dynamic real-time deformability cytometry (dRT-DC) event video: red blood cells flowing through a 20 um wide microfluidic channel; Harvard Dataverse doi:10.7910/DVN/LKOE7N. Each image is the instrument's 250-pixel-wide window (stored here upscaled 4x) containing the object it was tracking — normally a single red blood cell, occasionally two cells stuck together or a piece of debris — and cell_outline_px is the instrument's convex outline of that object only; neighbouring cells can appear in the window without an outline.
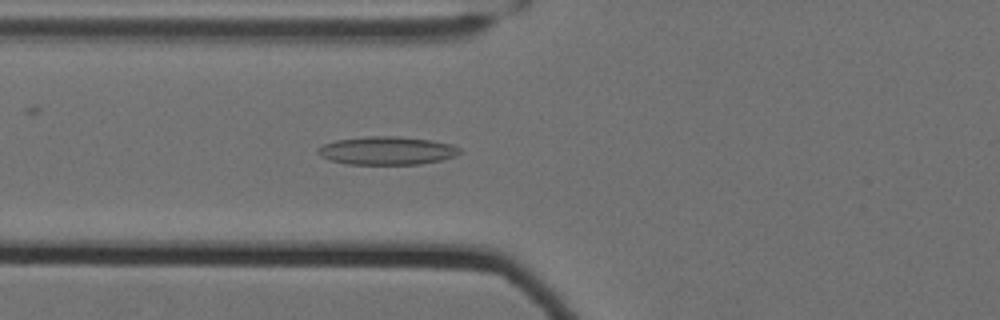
{"species": "Egyptian fruit bat (a non-hibernating species)", "species_latin": "Rousettus aegyptiacus", "temperature_condition": "cold", "stored_images_in_passage": 53, "camera_frame_rate_fps": 3000, "um_per_image_px": 0.085, "animal": {"sex": "female"}, "frame": {"image": 1, "passage_image": 26, "time_ms": 8.333, "image_size_px": [1000, 320], "cell_outline_px": [[460, 152], [456, 156], [440, 160], [420, 164], [348, 164], [328, 160], [320, 156], [316, 152], [324, 144], [336, 140], [368, 136], [400, 136], [432, 140], [452, 144], [460, 148]], "centroid_in_image_um": [32.9, 12.8], "position_along_channel_um": 92.9, "area_um2": 23.35}}
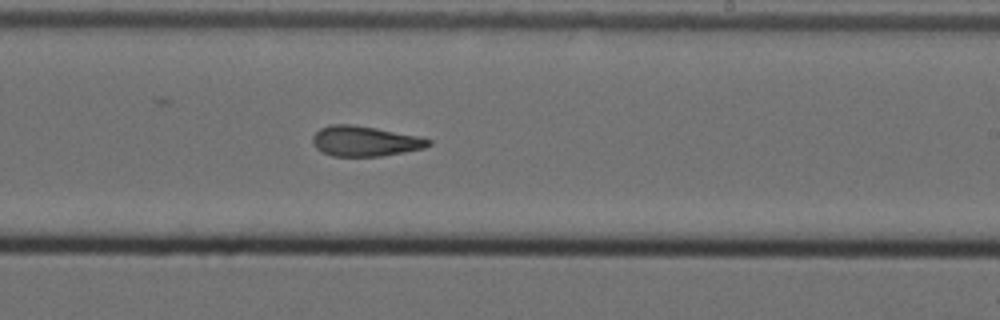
{"frame": {"image": 2, "passage_image": 40, "time_ms": 13.0, "image_size_px": [1000, 320], "cell_outline_px": [[432, 144], [424, 148], [404, 152], [380, 156], [332, 156], [316, 148], [312, 144], [312, 136], [320, 128], [332, 124], [352, 124], [376, 128], [420, 136], [432, 140]], "centroid_in_image_um": [31.02, 11.99], "position_along_channel_um": 258.0, "area_um2": 20.46}}
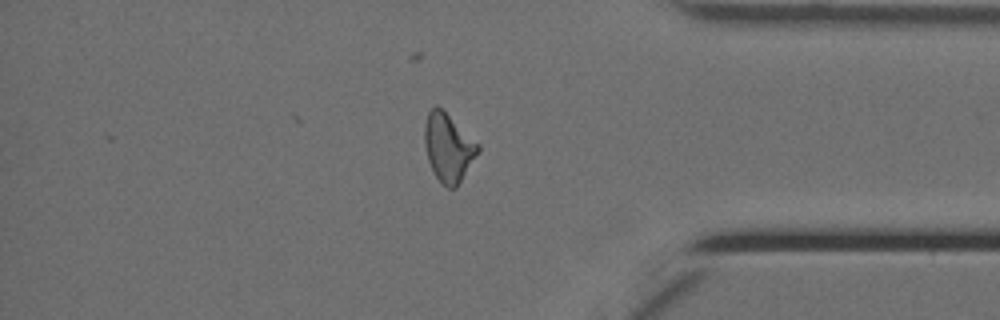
{"frame": {"image": 3, "passage_image": 53, "time_ms": 17.333, "image_size_px": [1000, 320], "cell_outline_px": [[480, 152], [456, 188], [448, 188], [436, 176], [428, 160], [424, 140], [424, 124], [428, 112], [436, 104], [480, 144]], "centroid_in_image_um": [38.13, 12.53], "position_along_channel_um": 397.1, "area_um2": 21.1}, "authors_computed_cell_mechanics": {"area_um2": 21.2704, "velocity_mm_per_s": 3.5201, "shape_relaxation_time_tau1_ms": null, "shape_relaxation_time_tau2_ms": 6.7601, "deformation_change_tau1": null, "deformation_change_tau2": 0.183}}